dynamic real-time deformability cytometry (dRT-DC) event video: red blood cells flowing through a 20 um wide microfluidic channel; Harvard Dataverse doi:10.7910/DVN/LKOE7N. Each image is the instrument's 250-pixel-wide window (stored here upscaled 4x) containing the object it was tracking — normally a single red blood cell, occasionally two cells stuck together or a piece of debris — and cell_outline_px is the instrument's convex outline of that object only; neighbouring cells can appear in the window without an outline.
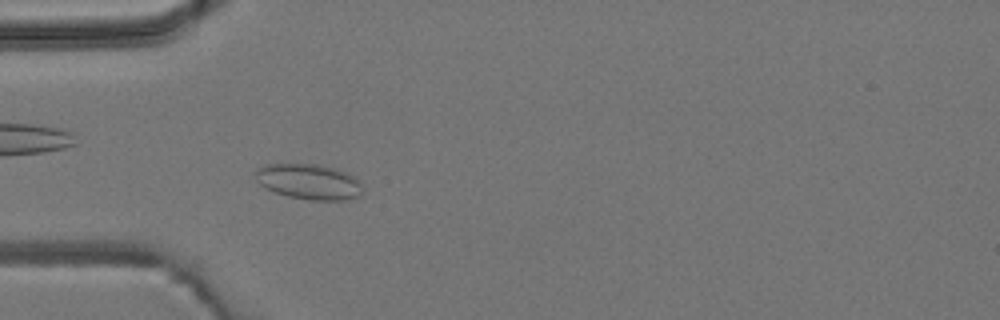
{"species": "common noctule bat (a hibernating species)", "species_latin": "Nyctalus noctula", "temperature_condition": "room temperature", "stored_images_in_passage": 3, "camera_frame_rate_fps": 3000, "um_per_image_px": 0.085, "animal": {"sex": "male", "body_mass_g": 19.2, "forearm_length_mm": 51.8}, "frame": {"image": 1, "passage_image": 3, "time_ms": 2.333, "image_size_px": [1000, 320], "cell_outline_px": [[360, 196], [348, 200], [312, 200], [288, 196], [264, 188], [256, 180], [252, 172], [256, 168], [264, 164], [320, 164], [344, 172], [352, 176], [360, 184]], "centroid_in_image_um": [26.17, 15.43], "position_along_channel_um": 58.8, "area_um2": 22.08}}